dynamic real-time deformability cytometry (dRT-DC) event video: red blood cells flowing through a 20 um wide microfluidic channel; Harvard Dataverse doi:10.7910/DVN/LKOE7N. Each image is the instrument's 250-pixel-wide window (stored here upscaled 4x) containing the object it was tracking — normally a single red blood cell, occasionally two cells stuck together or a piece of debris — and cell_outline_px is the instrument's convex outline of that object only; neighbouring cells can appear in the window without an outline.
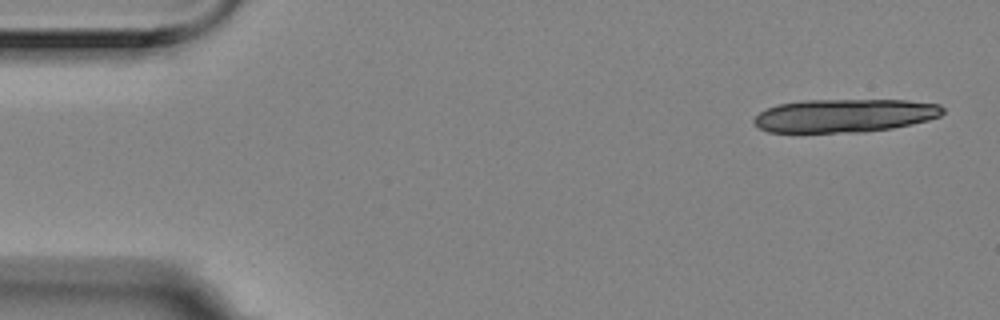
{"species": "Egyptian fruit bat (a non-hibernating species)", "species_latin": "Rousettus aegyptiacus", "temperature_condition": "room temperature", "stored_images_in_passage": 5, "camera_frame_rate_fps": 3000, "um_per_image_px": 0.085, "animal": {"sex": "female"}, "frame": {"image": 1, "passage_image": 1, "time_ms": 0.0, "image_size_px": [1000, 320], "cell_outline_px": [[944, 112], [940, 116], [928, 120], [912, 124], [892, 128], [860, 132], [768, 132], [760, 128], [752, 120], [760, 112], [776, 104], [804, 100], [908, 100], [940, 104], [944, 108]], "centroid_in_image_um": [71.81, 9.82], "position_along_channel_um": 13.2, "area_um2": 36.7}}
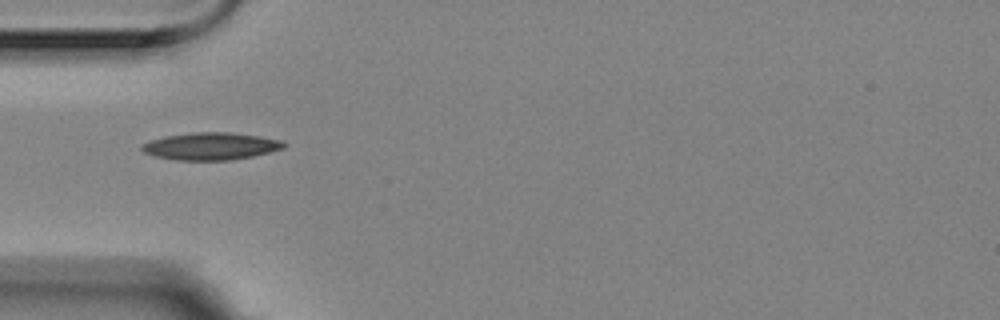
{"frame": {"image": 2, "passage_image": 5, "time_ms": 1.333, "image_size_px": [1000, 320], "cell_outline_px": [[288, 144], [284, 148], [252, 156], [232, 160], [176, 160], [156, 156], [144, 152], [140, 148], [144, 144], [152, 140], [164, 136], [192, 132], [228, 132], [260, 136], [284, 140]], "centroid_in_image_um": [17.97, 12.42], "position_along_channel_um": 67.0, "area_um2": 22.6}}